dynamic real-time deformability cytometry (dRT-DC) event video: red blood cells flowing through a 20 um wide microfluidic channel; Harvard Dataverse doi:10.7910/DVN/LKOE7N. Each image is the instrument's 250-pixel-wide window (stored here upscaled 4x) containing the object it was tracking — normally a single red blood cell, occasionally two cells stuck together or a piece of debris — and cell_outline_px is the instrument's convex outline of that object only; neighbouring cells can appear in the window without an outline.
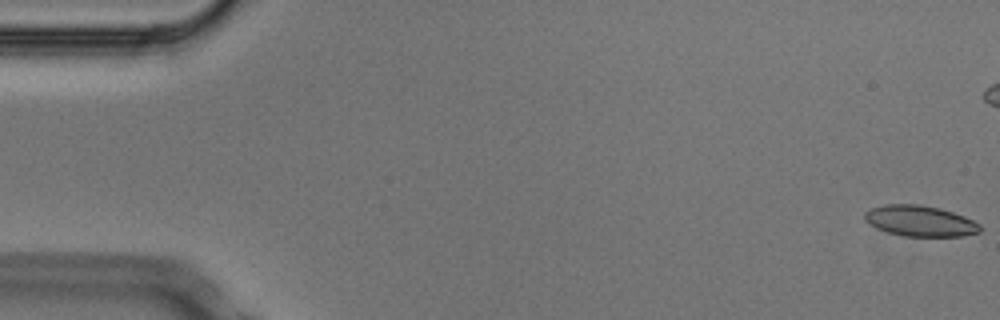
{"species": "Egyptian fruit bat (a non-hibernating species)", "species_latin": "Rousettus aegyptiacus", "temperature_condition": "cold", "stored_images_in_passage": 4, "camera_frame_rate_fps": 3000, "um_per_image_px": 0.085, "animal": {"sex": "male"}, "frame": {"image": 1, "passage_image": 1, "time_ms": 0.0, "image_size_px": [1000, 320], "cell_outline_px": [[980, 232], [964, 236], [904, 236], [888, 232], [876, 228], [868, 224], [864, 220], [864, 212], [868, 208], [884, 204], [920, 204], [940, 208], [964, 216], [980, 224]], "centroid_in_image_um": [78.15, 18.77], "position_along_channel_um": 6.8, "area_um2": 20.92}}